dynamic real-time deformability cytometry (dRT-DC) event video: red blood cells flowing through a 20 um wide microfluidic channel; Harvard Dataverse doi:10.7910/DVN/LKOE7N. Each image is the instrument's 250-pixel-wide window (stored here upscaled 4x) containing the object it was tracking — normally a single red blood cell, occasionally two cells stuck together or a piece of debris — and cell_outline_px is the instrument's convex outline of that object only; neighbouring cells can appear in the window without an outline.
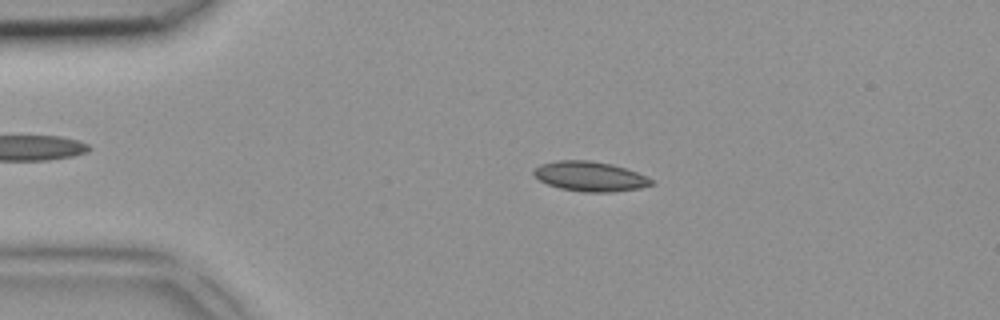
{"species": "common noctule bat (a hibernating species)", "species_latin": "Nyctalus noctula", "temperature_condition": "room temperature", "stored_images_in_passage": 3, "camera_frame_rate_fps": 3000, "um_per_image_px": 0.085, "animal": {"sex": "female", "body_mass_g": 18.4}, "frame": {"image": 1, "passage_image": 2, "time_ms": 0.333, "image_size_px": [1000, 320], "cell_outline_px": [[652, 184], [640, 188], [612, 192], [584, 192], [560, 188], [548, 184], [540, 180], [532, 172], [540, 164], [556, 160], [588, 160], [612, 164], [648, 176], [652, 180]], "centroid_in_image_um": [50.15, 14.99], "position_along_channel_um": 34.9, "area_um2": 20.29}}